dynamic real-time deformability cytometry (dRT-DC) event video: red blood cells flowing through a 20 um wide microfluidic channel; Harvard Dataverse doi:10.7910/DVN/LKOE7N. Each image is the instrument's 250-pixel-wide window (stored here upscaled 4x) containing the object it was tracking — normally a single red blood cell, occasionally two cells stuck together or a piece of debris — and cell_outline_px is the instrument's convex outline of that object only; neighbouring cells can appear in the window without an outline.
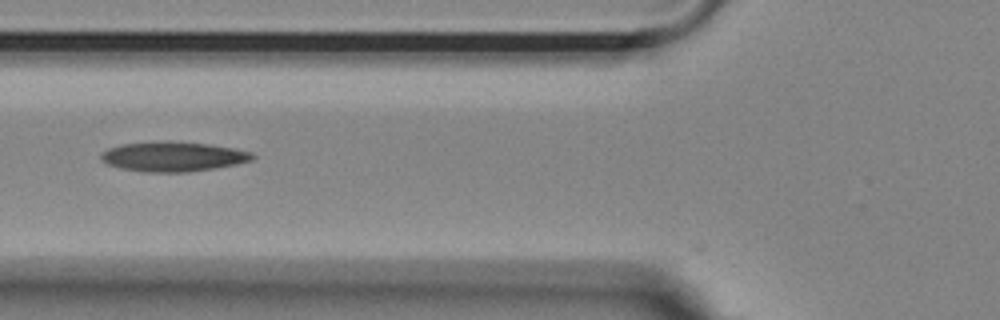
{"species": "Egyptian fruit bat (a non-hibernating species)", "species_latin": "Rousettus aegyptiacus", "temperature_condition": "room temperature", "stored_images_in_passage": 35, "camera_frame_rate_fps": 3000, "um_per_image_px": 0.085, "animal": {"sex": "female"}, "frame": {"image": 1, "passage_image": 2, "time_ms": 0.333, "image_size_px": [1000, 320], "cell_outline_px": [[256, 156], [252, 160], [236, 164], [216, 168], [188, 172], [144, 172], [120, 168], [108, 164], [100, 160], [100, 156], [108, 148], [120, 144], [164, 140], [208, 144], [236, 148], [252, 152]], "centroid_in_image_um": [14.72, 13.3], "position_along_channel_um": 111.1, "area_um2": 26.53}}
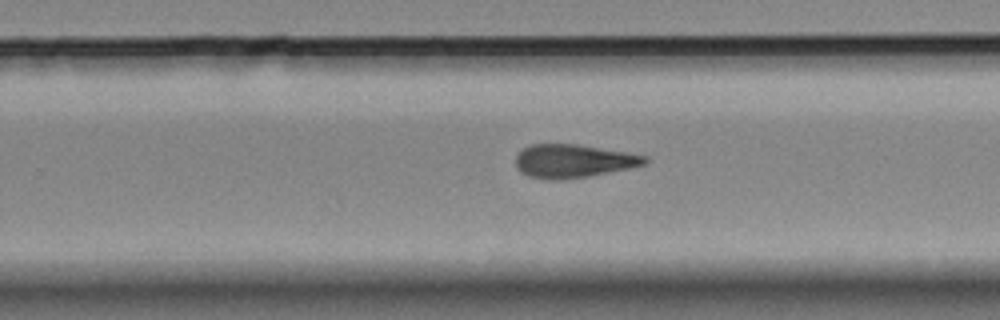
{"frame": {"image": 2, "passage_image": 16, "time_ms": 5.0, "image_size_px": [1000, 320], "cell_outline_px": [[648, 160], [644, 164], [628, 168], [588, 176], [560, 180], [548, 180], [528, 176], [520, 172], [516, 168], [516, 156], [524, 148], [532, 144], [576, 144], [648, 156]], "centroid_in_image_um": [48.68, 13.69], "position_along_channel_um": 281.1, "area_um2": 24.85}}
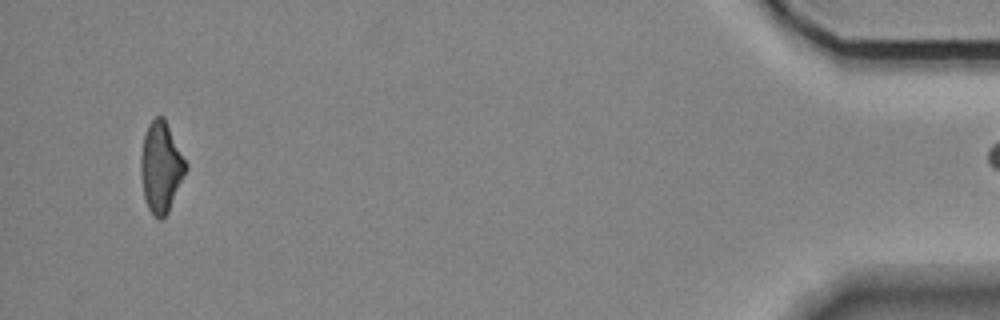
{"frame": {"image": 3, "passage_image": 34, "time_ms": 11.0, "image_size_px": [1000, 320], "cell_outline_px": [[188, 168], [168, 212], [160, 220], [148, 208], [144, 196], [140, 172], [140, 156], [144, 136], [148, 124], [156, 116], [164, 116], [188, 164]], "centroid_in_image_um": [13.69, 14.17], "position_along_channel_um": 421.5, "area_um2": 23.76}}